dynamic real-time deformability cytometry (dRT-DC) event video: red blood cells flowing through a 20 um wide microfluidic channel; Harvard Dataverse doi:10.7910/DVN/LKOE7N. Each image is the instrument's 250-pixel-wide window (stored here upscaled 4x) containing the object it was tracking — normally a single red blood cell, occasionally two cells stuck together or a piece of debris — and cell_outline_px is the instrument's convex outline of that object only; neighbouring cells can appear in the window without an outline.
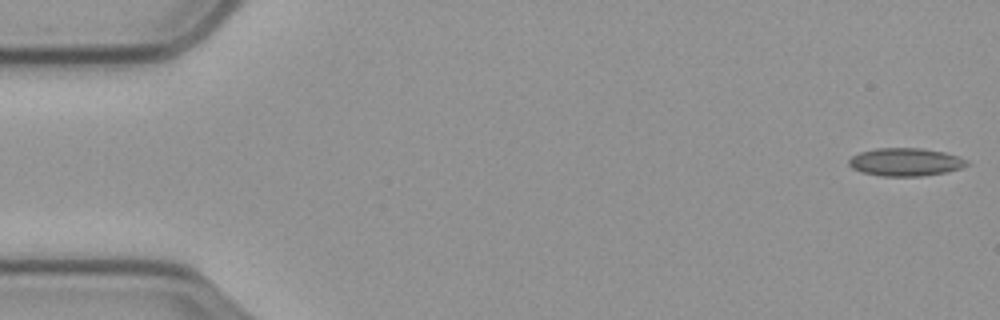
{"species": "common noctule bat (a hibernating species)", "species_latin": "Nyctalus noctula", "temperature_condition": "cold", "stored_images_in_passage": 9, "camera_frame_rate_fps": 3000, "um_per_image_px": 0.085, "animal": {"sex": "male", "body_mass_g": 23.1, "forearm_length_mm": 52.7}, "frame": {"image": 1, "passage_image": 1, "time_ms": 0.0, "image_size_px": [1000, 320], "cell_outline_px": [[972, 164], [948, 172], [920, 176], [880, 176], [860, 172], [852, 168], [848, 164], [848, 160], [852, 156], [860, 152], [876, 148], [924, 148], [944, 152], [960, 156], [968, 160]], "centroid_in_image_um": [76.99, 13.77], "position_along_channel_um": 8.0, "area_um2": 19.54}}